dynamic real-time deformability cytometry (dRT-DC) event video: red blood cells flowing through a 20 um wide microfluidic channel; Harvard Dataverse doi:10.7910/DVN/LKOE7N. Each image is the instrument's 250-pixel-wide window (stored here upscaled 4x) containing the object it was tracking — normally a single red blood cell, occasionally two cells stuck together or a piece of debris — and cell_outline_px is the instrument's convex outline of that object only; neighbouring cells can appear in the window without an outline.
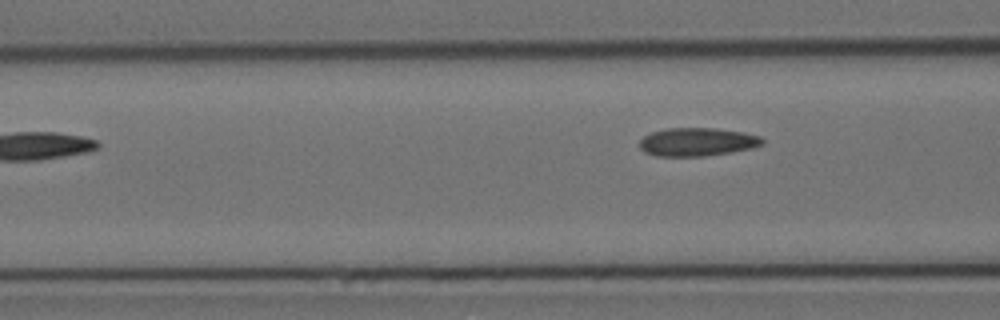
{"species": "Egyptian fruit bat (a non-hibernating species)", "species_latin": "Rousettus aegyptiacus", "temperature_condition": "cold", "stored_images_in_passage": 14, "camera_frame_rate_fps": 3000, "um_per_image_px": 0.085, "animal": {"sex": "female"}, "frame": {"image": 1, "passage_image": 5, "time_ms": 6.0, "image_size_px": [1000, 320], "cell_outline_px": [[764, 144], [752, 148], [732, 152], [704, 156], [656, 156], [644, 152], [640, 148], [640, 140], [644, 136], [652, 132], [668, 128], [712, 128], [744, 132], [760, 136], [764, 140]], "centroid_in_image_um": [59.28, 12.07], "position_along_channel_um": 107.3, "area_um2": 20.29}}
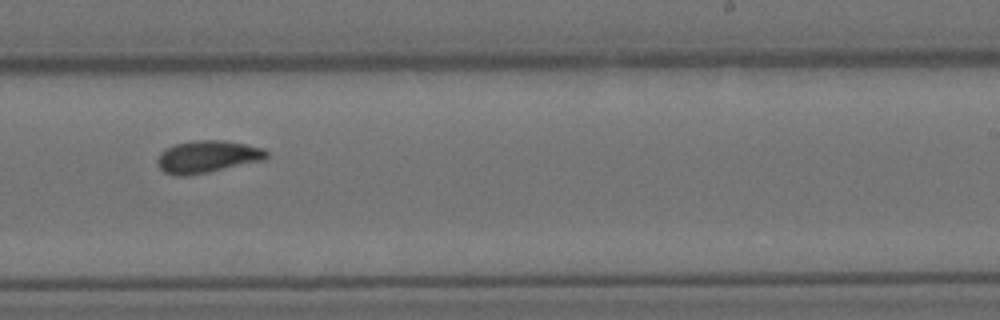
{"frame": {"image": 2, "passage_image": 9, "time_ms": 10.667, "image_size_px": [1000, 320], "cell_outline_px": [[268, 156], [264, 160], [204, 172], [180, 176], [164, 172], [156, 164], [156, 160], [160, 152], [164, 148], [172, 144], [192, 140], [224, 140], [248, 144], [264, 148], [268, 152]], "centroid_in_image_um": [17.6, 13.28], "position_along_channel_um": 271.4, "area_um2": 20.52}}
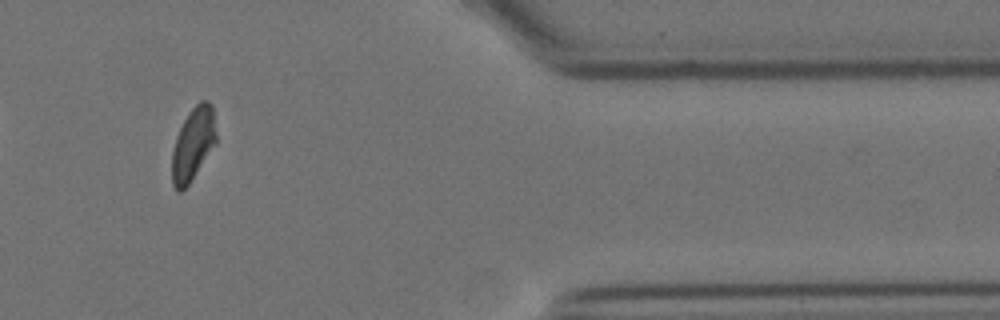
{"frame": {"image": 3, "passage_image": 12, "time_ms": 15.0, "image_size_px": [1000, 320], "cell_outline_px": [[216, 144], [188, 184], [180, 192], [176, 192], [172, 184], [172, 152], [176, 136], [188, 112], [200, 100], [208, 100], [212, 104], [216, 132]], "centroid_in_image_um": [16.41, 12.22], "position_along_channel_um": 395.0, "area_um2": 18.79}, "authors_computed_cell_mechanics": {"area_um2": 19.9121, "velocity_mm_per_s": 3.5082, "shape_relaxation_time_tau1_ms": 10.3108, "shape_relaxation_time_tau2_ms": 1.9399, "deformation_change_tau1": 0.1834, "deformation_change_tau2": 0.0666}}